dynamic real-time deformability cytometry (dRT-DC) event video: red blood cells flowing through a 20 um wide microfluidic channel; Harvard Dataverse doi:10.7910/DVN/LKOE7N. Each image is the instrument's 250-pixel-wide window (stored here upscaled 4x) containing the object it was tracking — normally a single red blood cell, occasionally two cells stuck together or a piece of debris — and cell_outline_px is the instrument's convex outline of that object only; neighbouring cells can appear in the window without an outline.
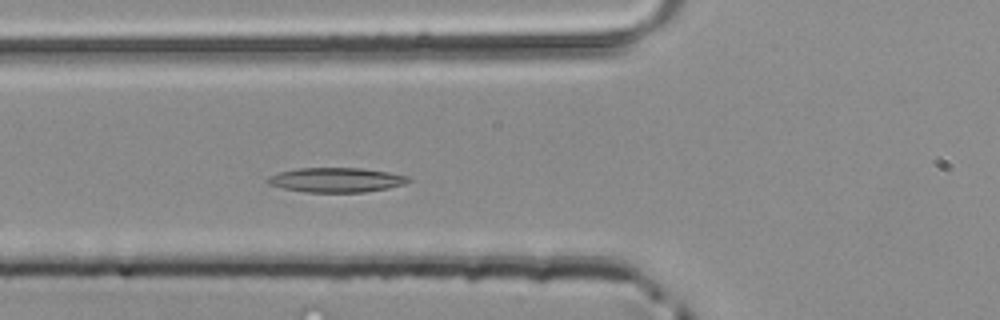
{"species": "common noctule bat (a hibernating species)", "species_latin": "Nyctalus noctula", "temperature_condition": "room temperature", "stored_images_in_passage": 38, "camera_frame_rate_fps": 3000, "um_per_image_px": 0.085, "animal": {"sex": "male", "body_mass_g": 20.4}, "frame": {"image": 1, "passage_image": 7, "time_ms": 2.0, "image_size_px": [1000, 320], "cell_outline_px": [[412, 180], [404, 184], [388, 188], [364, 192], [304, 192], [284, 188], [268, 184], [264, 180], [268, 176], [280, 172], [300, 168], [364, 168], [388, 172], [408, 176]], "centroid_in_image_um": [28.57, 15.29], "position_along_channel_um": 97.2, "area_um2": 20.17}}
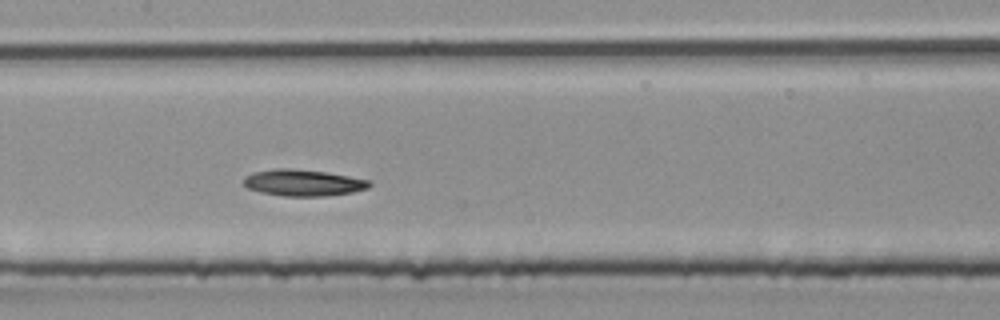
{"frame": {"image": 2, "passage_image": 13, "time_ms": 4.0, "image_size_px": [1000, 320], "cell_outline_px": [[372, 184], [368, 188], [352, 192], [324, 196], [284, 196], [260, 192], [248, 188], [244, 184], [244, 176], [252, 172], [276, 168], [292, 168], [324, 172], [372, 180]], "centroid_in_image_um": [25.76, 15.53], "position_along_channel_um": 181.6, "area_um2": 19.42}}
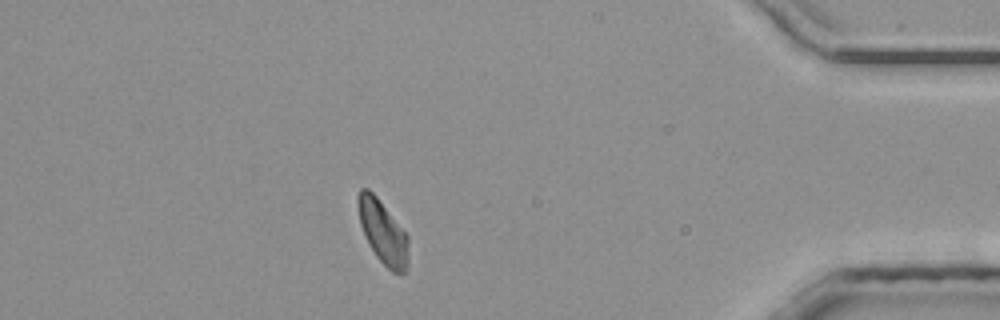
{"frame": {"image": 3, "passage_image": 32, "time_ms": 10.333, "image_size_px": [1000, 320], "cell_outline_px": [[408, 264], [404, 272], [400, 276], [392, 272], [376, 256], [368, 244], [360, 224], [356, 200], [360, 188], [368, 188], [376, 196], [408, 236]], "centroid_in_image_um": [32.53, 19.74], "position_along_channel_um": 402.7, "area_um2": 18.61}}